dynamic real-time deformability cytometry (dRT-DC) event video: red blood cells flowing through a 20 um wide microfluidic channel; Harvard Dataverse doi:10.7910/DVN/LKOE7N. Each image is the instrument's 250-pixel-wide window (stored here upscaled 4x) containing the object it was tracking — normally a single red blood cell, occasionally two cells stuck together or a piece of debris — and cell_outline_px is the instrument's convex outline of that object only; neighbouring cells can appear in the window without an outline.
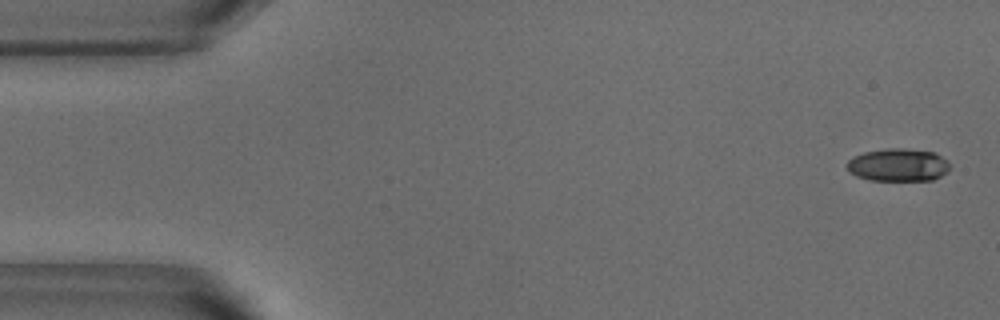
{"species": "common noctule bat (a hibernating species)", "species_latin": "Nyctalus noctula", "temperature_condition": "warm", "stored_images_in_passage": 51, "camera_frame_rate_fps": 3000, "um_per_image_px": 0.085, "animal": {"sex": "male", "body_mass_g": 18.8}, "frame": {"image": 1, "passage_image": 1, "time_ms": 0.0, "image_size_px": [1000, 320], "cell_outline_px": [[948, 172], [932, 180], [868, 180], [856, 176], [848, 168], [848, 160], [852, 156], [864, 152], [892, 148], [900, 148], [932, 152], [948, 160]], "centroid_in_image_um": [76.34, 14.02], "position_along_channel_um": 8.7, "area_um2": 19.42}}
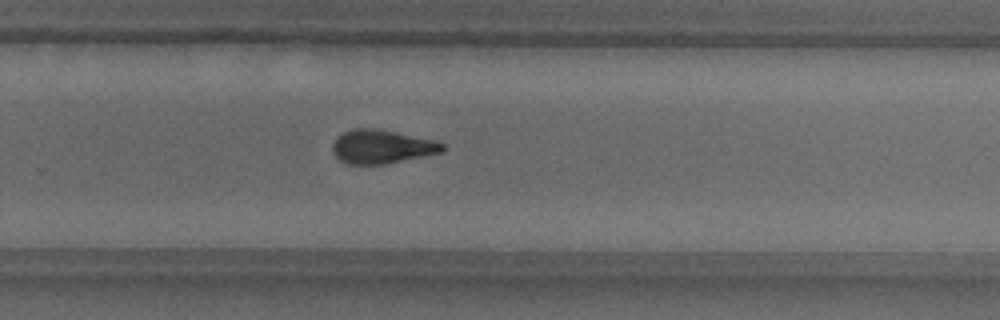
{"frame": {"image": 2, "passage_image": 33, "time_ms": 10.667, "image_size_px": [1000, 320], "cell_outline_px": [[444, 152], [384, 164], [348, 164], [340, 160], [336, 156], [332, 148], [332, 144], [336, 136], [352, 128], [372, 128], [396, 132], [436, 140], [444, 144]], "centroid_in_image_um": [32.45, 12.46], "position_along_channel_um": 297.4, "area_um2": 21.62}}
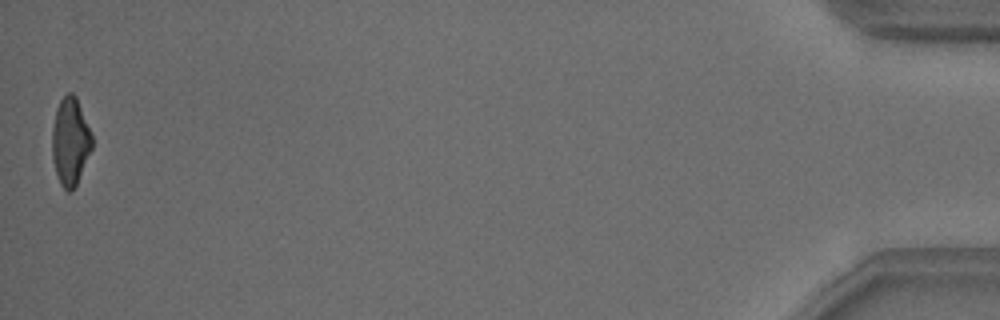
{"frame": {"image": 3, "passage_image": 51, "time_ms": 16.667, "image_size_px": [1000, 320], "cell_outline_px": [[92, 148], [76, 184], [68, 192], [60, 184], [52, 160], [52, 128], [56, 108], [60, 100], [68, 92], [72, 92], [76, 96], [92, 136]], "centroid_in_image_um": [5.95, 12.0], "position_along_channel_um": 429.2, "area_um2": 20.11}, "authors_computed_cell_mechanics": {"area_um2": 21.2126, "velocity_mm_per_s": 3.8401, "shape_relaxation_time_tau1_ms": 5.9432, "shape_relaxation_time_tau2_ms": 3.9021, "deformation_change_tau1": 0.1841, "deformation_change_tau2": 0.1278}}